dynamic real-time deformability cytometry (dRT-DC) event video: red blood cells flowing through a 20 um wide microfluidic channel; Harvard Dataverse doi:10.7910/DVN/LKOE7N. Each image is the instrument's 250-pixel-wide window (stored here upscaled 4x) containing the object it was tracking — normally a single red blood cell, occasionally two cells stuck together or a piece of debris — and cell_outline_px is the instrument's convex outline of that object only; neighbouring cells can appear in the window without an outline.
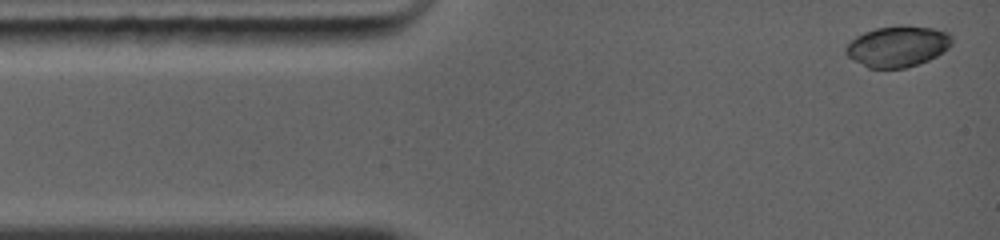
{"species": "common noctule bat (a hibernating species)", "species_latin": "Nyctalus noctula", "temperature_condition": "warm", "stored_images_in_passage": 24, "camera_frame_rate_fps": 5000, "um_per_image_px": 0.085, "animal": {"sex": "female", "body_mass_g": 19.0, "forearm_length_mm": 56.7}, "frame": {"image": 1, "passage_image": 1, "time_ms": 0.0, "image_size_px": [1000, 240], "cell_outline_px": [[952, 44], [944, 52], [928, 60], [904, 68], [868, 68], [852, 60], [844, 52], [844, 48], [856, 36], [864, 32], [876, 28], [900, 24], [908, 24], [932, 28], [948, 32], [952, 36]], "centroid_in_image_um": [76.3, 3.92], "position_along_channel_um": 8.7, "area_um2": 25.61}}
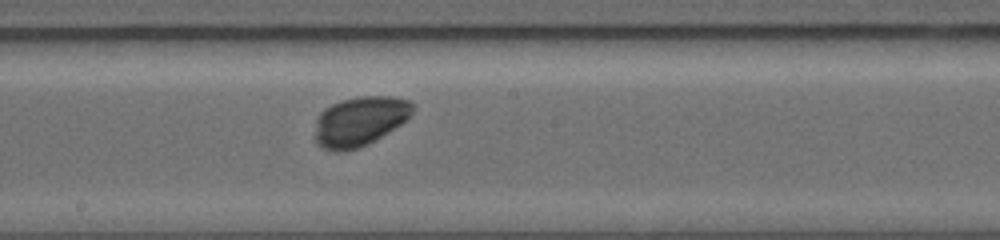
{"frame": {"image": 2, "passage_image": 16, "time_ms": 6.4, "image_size_px": [1000, 240], "cell_outline_px": [[416, 108], [400, 124], [388, 132], [368, 144], [344, 152], [336, 152], [324, 148], [316, 144], [316, 116], [324, 108], [332, 104], [356, 96], [392, 96], [412, 100], [416, 104]], "centroid_in_image_um": [30.59, 10.29], "position_along_channel_um": 217.6, "area_um2": 28.32}}
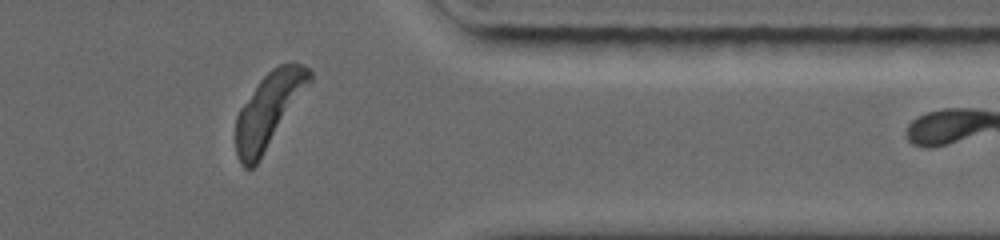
{"frame": {"image": 3, "passage_image": 24, "time_ms": 10.6, "image_size_px": [1000, 240], "cell_outline_px": [[312, 80], [256, 164], [252, 168], [244, 168], [236, 156], [236, 116], [240, 108], [260, 80], [272, 68], [280, 64], [304, 64], [312, 72]], "centroid_in_image_um": [22.82, 9.35], "position_along_channel_um": 388.6, "area_um2": 31.15}, "authors_computed_cell_mechanics": {"area_um2": 28.4087, "velocity_mm_per_s": 4.3019, "shape_relaxation_time_tau1_ms": 2.2787, "shape_relaxation_time_tau2_ms": null, "deformation_change_tau1": 0.2019, "deformation_change_tau2": null}}